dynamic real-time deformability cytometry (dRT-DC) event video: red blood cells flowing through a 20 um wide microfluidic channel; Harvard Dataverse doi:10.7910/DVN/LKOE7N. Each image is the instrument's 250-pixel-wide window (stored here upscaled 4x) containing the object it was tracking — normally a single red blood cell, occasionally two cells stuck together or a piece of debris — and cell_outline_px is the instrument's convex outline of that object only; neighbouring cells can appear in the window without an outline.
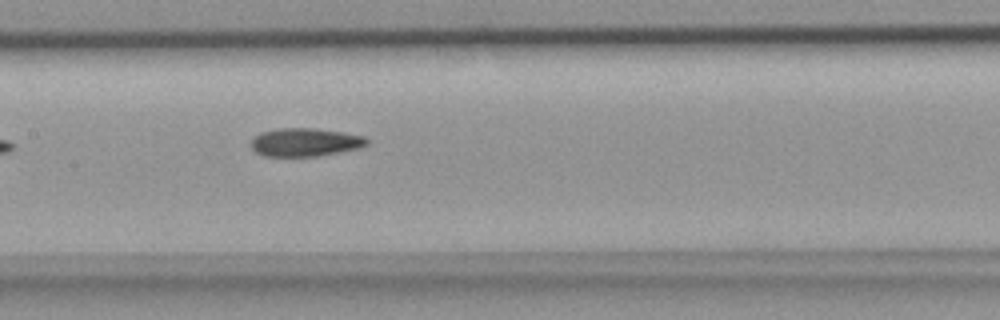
{"species": "common noctule bat (a hibernating species)", "species_latin": "Nyctalus noctula", "temperature_condition": "room temperature", "stored_images_in_passage": 8, "segment_of_instrument_passage": [1, 2], "camera_frame_rate_fps": 3000, "um_per_image_px": 0.085, "animal": {"sex": "female", "body_mass_g": 18.4}, "frame": {"image": 1, "passage_image": 7, "time_ms": 2.0, "image_size_px": [1000, 320], "cell_outline_px": [[368, 144], [360, 148], [320, 156], [264, 156], [256, 152], [252, 148], [252, 140], [260, 132], [276, 128], [316, 128], [344, 132], [364, 136], [368, 140]], "centroid_in_image_um": [25.96, 12.08], "position_along_channel_um": 181.4, "area_um2": 19.19}}